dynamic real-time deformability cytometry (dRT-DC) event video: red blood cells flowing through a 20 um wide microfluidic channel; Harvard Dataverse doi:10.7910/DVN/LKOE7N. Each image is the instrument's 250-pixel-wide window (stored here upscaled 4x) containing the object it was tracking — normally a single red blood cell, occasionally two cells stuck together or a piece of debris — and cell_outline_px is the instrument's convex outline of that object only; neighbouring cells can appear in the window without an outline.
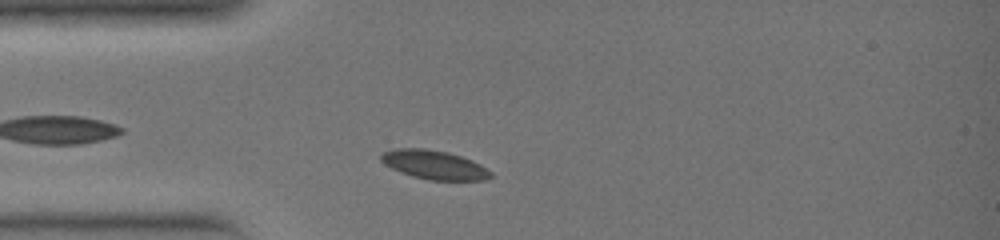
{"species": "common noctule bat (a hibernating species)", "species_latin": "Nyctalus noctula", "temperature_condition": "warm", "stored_images_in_passage": 24, "camera_frame_rate_fps": 3000, "um_per_image_px": 0.085, "animal": {"sex": "female", "body_mass_g": 19.0, "forearm_length_mm": 51.5}, "frame": {"image": 1, "passage_image": 2, "time_ms": 0.333, "image_size_px": [1000, 240], "cell_outline_px": [[492, 176], [484, 180], [428, 180], [412, 176], [400, 172], [384, 164], [380, 160], [380, 156], [384, 152], [400, 148], [424, 148], [448, 152], [472, 160], [480, 164], [492, 172]], "centroid_in_image_um": [36.91, 14.01], "position_along_channel_um": 48.1, "area_um2": 18.44}}
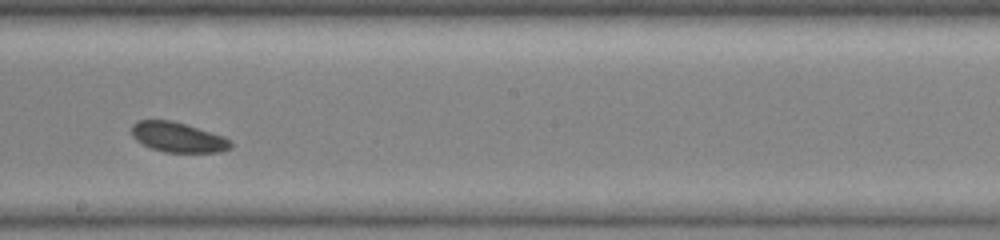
{"frame": {"image": 2, "passage_image": 13, "time_ms": 4.0, "image_size_px": [1000, 240], "cell_outline_px": [[232, 148], [220, 152], [164, 152], [152, 148], [136, 140], [132, 136], [132, 124], [136, 120], [172, 120], [224, 136], [232, 144]], "centroid_in_image_um": [15.11, 11.66], "position_along_channel_um": 233.1, "area_um2": 17.22}}
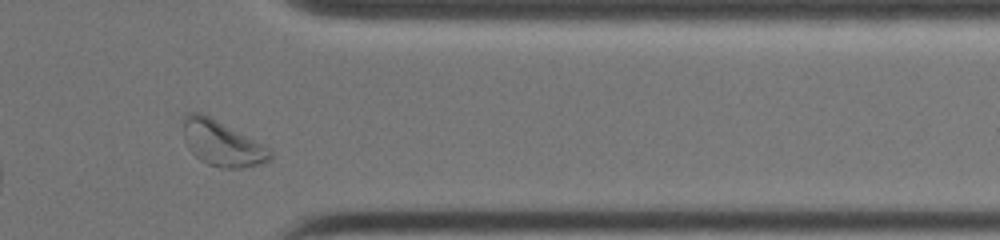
{"frame": {"image": 3, "passage_image": 22, "time_ms": 7.0, "image_size_px": [1000, 240], "cell_outline_px": [[272, 160], [264, 164], [240, 168], [220, 168], [208, 164], [200, 160], [188, 148], [184, 140], [184, 116], [192, 112], [200, 112], [208, 116], [268, 148], [272, 152]], "centroid_in_image_um": [18.87, 12.23], "position_along_channel_um": 392.5, "area_um2": 22.48}}